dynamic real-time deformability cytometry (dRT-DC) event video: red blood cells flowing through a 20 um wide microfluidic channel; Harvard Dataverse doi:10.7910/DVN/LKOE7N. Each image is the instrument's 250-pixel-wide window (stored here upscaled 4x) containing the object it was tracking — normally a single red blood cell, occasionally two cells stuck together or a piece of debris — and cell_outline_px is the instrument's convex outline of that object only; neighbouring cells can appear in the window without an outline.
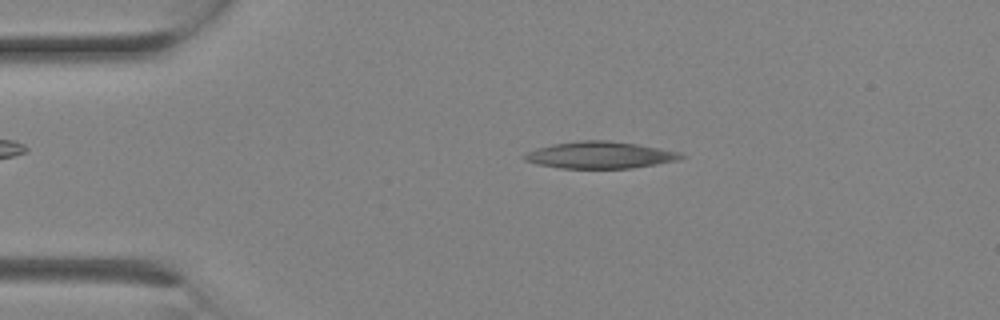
{"species": "Egyptian fruit bat (a non-hibernating species)", "species_latin": "Rousettus aegyptiacus", "temperature_condition": "room temperature", "stored_images_in_passage": 1, "camera_frame_rate_fps": 3000, "um_per_image_px": 0.085, "animal": {"sex": "female"}, "frame": {"image": 1, "passage_image": 1, "time_ms": 0.0, "image_size_px": [1000, 320], "cell_outline_px": [[688, 156], [676, 160], [656, 164], [632, 168], [560, 168], [540, 164], [524, 160], [520, 156], [536, 148], [552, 144], [580, 140], [608, 140], [636, 144], [680, 152]], "centroid_in_image_um": [50.99, 13.17], "position_along_channel_um": 34.0, "area_um2": 24.39}}